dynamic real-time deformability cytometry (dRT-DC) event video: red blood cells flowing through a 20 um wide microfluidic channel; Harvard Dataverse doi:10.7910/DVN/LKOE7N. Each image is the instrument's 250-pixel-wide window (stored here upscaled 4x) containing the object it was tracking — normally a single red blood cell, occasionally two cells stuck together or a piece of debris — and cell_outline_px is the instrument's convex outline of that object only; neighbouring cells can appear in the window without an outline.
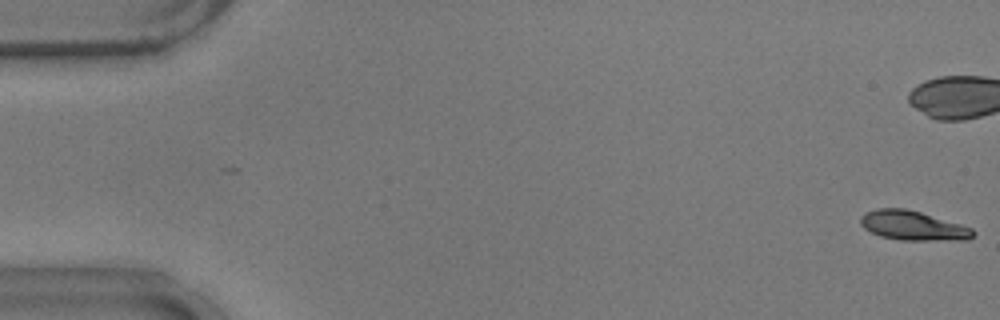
{"species": "common noctule bat (a hibernating species)", "species_latin": "Nyctalus noctula", "temperature_condition": "warm", "stored_images_in_passage": 9, "camera_frame_rate_fps": 3000, "um_per_image_px": 0.085, "animal": {"sex": "male", "body_mass_g": 17.9}, "frame": {"image": 1, "passage_image": 1, "time_ms": 0.0, "image_size_px": [1000, 320], "cell_outline_px": [[976, 232], [968, 240], [900, 240], [880, 236], [864, 228], [860, 224], [860, 216], [864, 212], [876, 208], [904, 208], [920, 212], [960, 224], [972, 228]], "centroid_in_image_um": [77.57, 19.17], "position_along_channel_um": 7.4, "area_um2": 19.31}}